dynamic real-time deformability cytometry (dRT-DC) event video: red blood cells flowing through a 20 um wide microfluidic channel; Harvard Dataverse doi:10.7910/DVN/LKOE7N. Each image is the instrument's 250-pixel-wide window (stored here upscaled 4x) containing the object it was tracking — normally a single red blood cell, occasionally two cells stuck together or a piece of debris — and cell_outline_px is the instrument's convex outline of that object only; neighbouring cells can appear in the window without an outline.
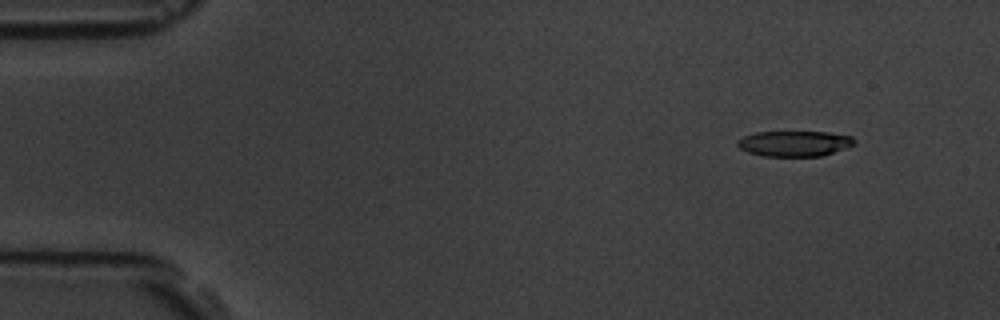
{"species": "common noctule bat (a hibernating species)", "species_latin": "Nyctalus noctula", "temperature_condition": "room temperature", "stored_images_in_passage": 15, "camera_frame_rate_fps": 3000, "um_per_image_px": 0.085, "animal": {"sex": "male", "body_mass_g": 19.5, "forearm_length_mm": 54.6}, "frame": {"image": 1, "passage_image": 2, "time_ms": 1.333, "image_size_px": [1000, 320], "cell_outline_px": [[856, 144], [824, 156], [764, 156], [748, 152], [740, 148], [736, 144], [736, 140], [744, 136], [756, 132], [828, 132], [852, 136], [856, 140]], "centroid_in_image_um": [67.55, 12.2], "position_along_channel_um": 17.4, "area_um2": 17.51}}
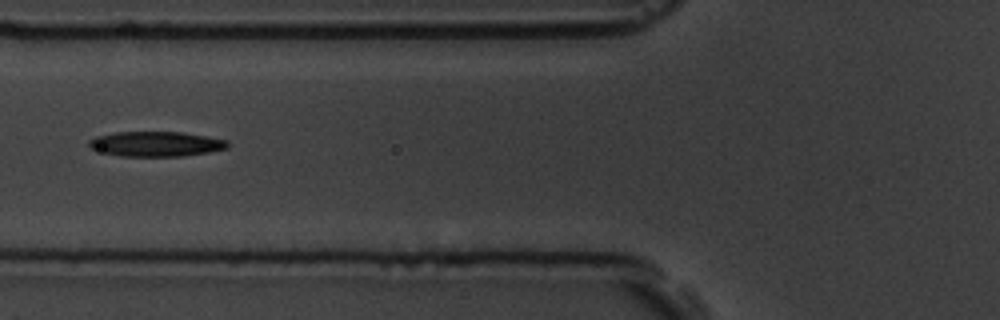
{"frame": {"image": 2, "passage_image": 6, "time_ms": 6.667, "image_size_px": [1000, 320], "cell_outline_px": [[228, 148], [208, 152], [184, 156], [120, 156], [104, 152], [92, 148], [88, 144], [88, 140], [96, 136], [116, 132], [184, 132], [208, 136], [228, 140]], "centroid_in_image_um": [13.29, 12.23], "position_along_channel_um": 112.5, "area_um2": 20.17}}
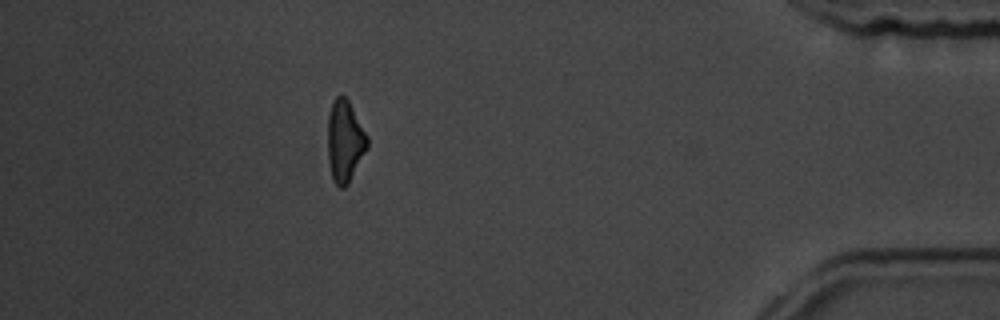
{"frame": {"image": 3, "passage_image": 14, "time_ms": 16.0, "image_size_px": [1000, 320], "cell_outline_px": [[368, 148], [348, 184], [344, 188], [340, 188], [336, 184], [332, 176], [328, 160], [328, 116], [332, 100], [336, 96], [344, 96], [348, 100], [368, 136]], "centroid_in_image_um": [29.31, 12.0], "position_along_channel_um": 405.9, "area_um2": 18.84}}